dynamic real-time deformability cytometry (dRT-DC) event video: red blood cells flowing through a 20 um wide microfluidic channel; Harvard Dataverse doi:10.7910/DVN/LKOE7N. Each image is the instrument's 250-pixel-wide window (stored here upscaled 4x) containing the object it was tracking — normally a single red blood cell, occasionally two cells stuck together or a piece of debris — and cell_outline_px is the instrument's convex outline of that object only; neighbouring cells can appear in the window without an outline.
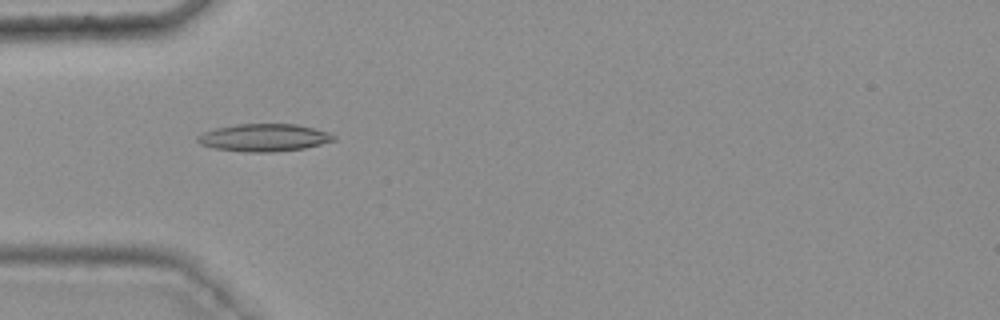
{"species": "common noctule bat (a hibernating species)", "species_latin": "Nyctalus noctula", "temperature_condition": "warm", "stored_images_in_passage": 39, "camera_frame_rate_fps": 3000, "um_per_image_px": 0.085, "animal": {"sex": "female", "body_mass_g": 25.1}, "frame": {"image": 1, "passage_image": 7, "time_ms": 2.0, "image_size_px": [1000, 320], "cell_outline_px": [[336, 140], [304, 148], [272, 152], [248, 152], [216, 148], [200, 144], [196, 140], [196, 136], [204, 132], [216, 128], [236, 124], [296, 124], [328, 132], [336, 136]], "centroid_in_image_um": [22.44, 11.69], "position_along_channel_um": 62.6, "area_um2": 21.68}}
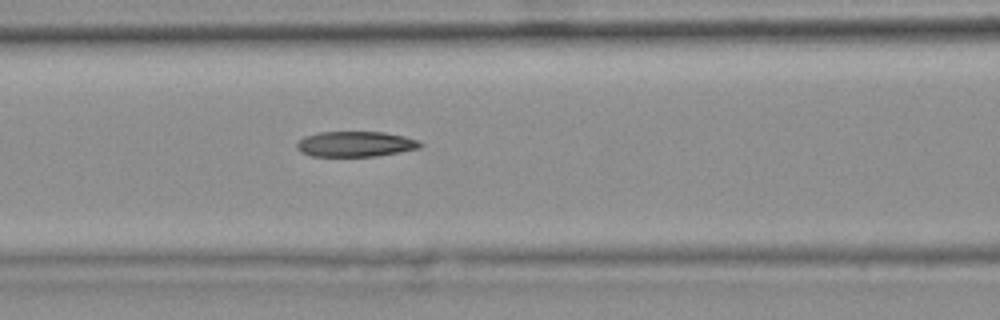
{"frame": {"image": 2, "passage_image": 13, "time_ms": 4.0, "image_size_px": [1000, 320], "cell_outline_px": [[424, 144], [420, 148], [400, 152], [376, 156], [312, 156], [300, 152], [296, 148], [296, 144], [304, 136], [320, 132], [384, 132], [404, 136], [420, 140]], "centroid_in_image_um": [30.24, 12.24], "position_along_channel_um": 136.4, "area_um2": 18.38}}
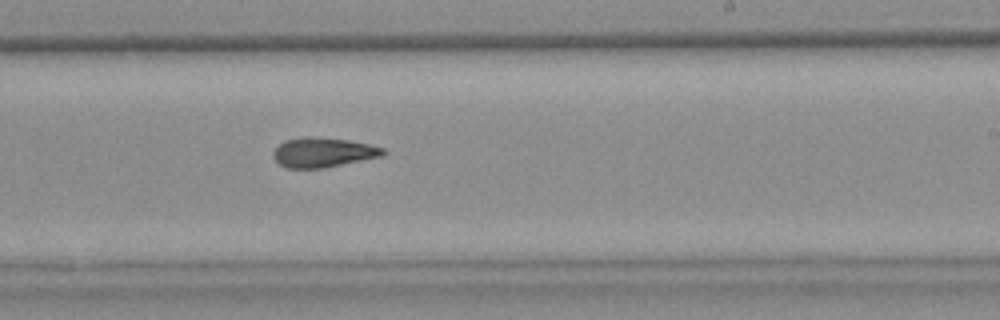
{"frame": {"image": 3, "passage_image": 23, "time_ms": 7.333, "image_size_px": [1000, 320], "cell_outline_px": [[388, 152], [384, 156], [324, 168], [288, 168], [280, 164], [272, 156], [272, 152], [284, 140], [304, 136], [308, 136], [348, 140], [368, 144], [384, 148]], "centroid_in_image_um": [27.48, 12.95], "position_along_channel_um": 261.5, "area_um2": 19.07}, "authors_computed_cell_mechanics": {"area_um2": 19.1318, "velocity_mm_per_s": 3.7631, "shape_relaxation_time_tau1_ms": null, "shape_relaxation_time_tau2_ms": 5.9002, "deformation_change_tau1": null, "deformation_change_tau2": 0.1628}}